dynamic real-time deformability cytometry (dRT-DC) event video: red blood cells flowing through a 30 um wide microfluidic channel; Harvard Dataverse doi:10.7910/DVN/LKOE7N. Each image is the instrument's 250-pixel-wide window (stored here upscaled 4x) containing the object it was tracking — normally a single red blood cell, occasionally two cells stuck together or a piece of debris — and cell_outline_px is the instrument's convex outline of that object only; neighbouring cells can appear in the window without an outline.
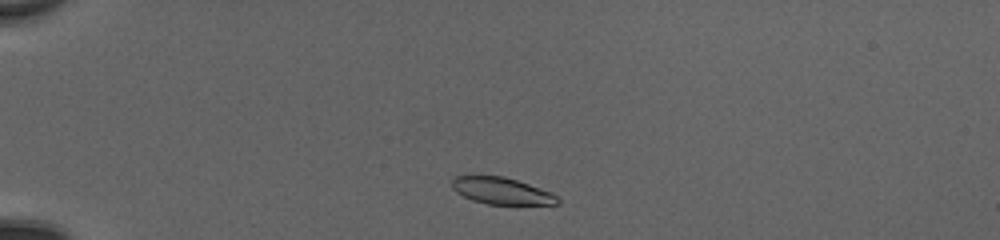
{"species": "common noctule bat (a hibernating species)", "species_latin": "Nyctalus noctula", "temperature_condition": "cold", "stored_images_in_passage": 40, "camera_frame_rate_fps": 3000, "um_per_image_px": 0.085, "animal": {"sex": "female", "body_mass_g": 20.0, "forearm_length_mm": 54.0}, "frame": {"image": 1, "passage_image": 3, "time_ms": 0.667, "image_size_px": [1000, 240], "cell_outline_px": [[560, 204], [488, 204], [472, 200], [456, 192], [452, 188], [452, 180], [456, 176], [472, 172], [504, 176], [552, 192], [560, 200]], "centroid_in_image_um": [42.56, 16.17], "position_along_channel_um": 42.4, "area_um2": 16.99}}
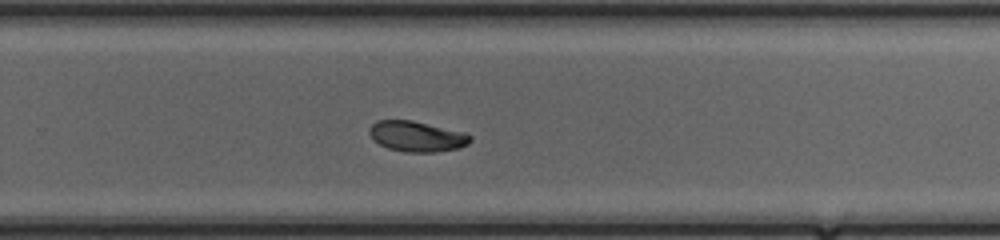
{"frame": {"image": 2, "passage_image": 25, "time_ms": 8.0, "image_size_px": [1000, 240], "cell_outline_px": [[472, 140], [468, 144], [456, 148], [436, 152], [404, 152], [388, 148], [372, 140], [368, 132], [368, 128], [376, 120], [412, 120], [464, 132], [472, 136]], "centroid_in_image_um": [35.39, 11.59], "position_along_channel_um": 294.4, "area_um2": 18.03}}
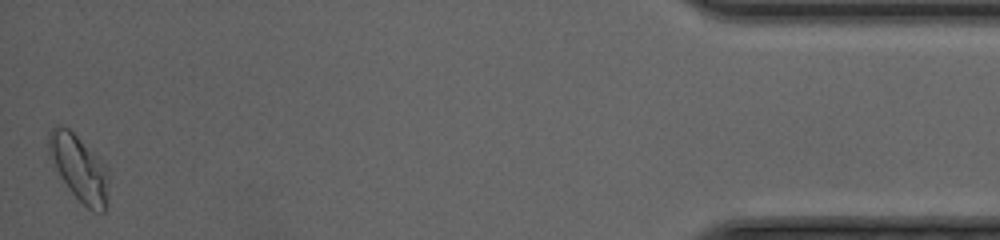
{"frame": {"image": 3, "passage_image": 40, "time_ms": 13.0, "image_size_px": [1000, 240], "cell_outline_px": [[108, 196], [104, 212], [92, 212], [72, 192], [60, 176], [48, 152], [48, 132], [56, 124], [60, 124], [68, 128], [104, 164], [108, 172]], "centroid_in_image_um": [6.72, 14.28], "position_along_channel_um": 428.5, "area_um2": 22.54}, "authors_computed_cell_mechanics": {"area_um2": 18.496, "velocity_mm_per_s": 4.1631, "shape_relaxation_time_tau1_ms": 3.2316, "shape_relaxation_time_tau2_ms": 3.4235, "deformation_change_tau1": 0.1119, "deformation_change_tau2": 0.0645}}